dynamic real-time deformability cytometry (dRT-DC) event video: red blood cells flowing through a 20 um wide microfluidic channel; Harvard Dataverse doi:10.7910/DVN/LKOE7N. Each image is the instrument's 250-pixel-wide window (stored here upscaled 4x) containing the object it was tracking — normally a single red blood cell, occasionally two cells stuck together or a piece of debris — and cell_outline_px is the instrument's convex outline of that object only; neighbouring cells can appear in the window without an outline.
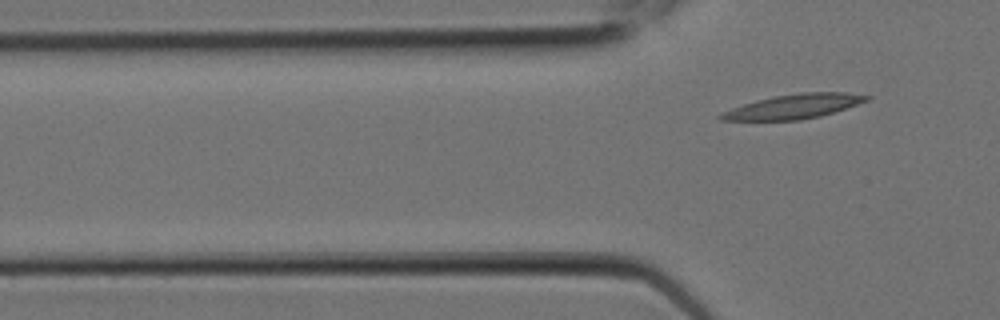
{"species": "Egyptian fruit bat (a non-hibernating species)", "species_latin": "Rousettus aegyptiacus", "temperature_condition": "room temperature", "stored_images_in_passage": 6, "segment_of_instrument_passage": [2, 2], "camera_frame_rate_fps": 3000, "um_per_image_px": 0.085, "animal": {"sex": "female"}, "frame": {"image": 1, "passage_image": 6, "time_ms": 1.667, "image_size_px": [1000, 320], "cell_outline_px": [[872, 96], [868, 100], [820, 116], [800, 120], [720, 120], [716, 116], [720, 112], [756, 100], [772, 96], [800, 92], [848, 92]], "centroid_in_image_um": [67.42, 9.04], "position_along_channel_um": 58.4, "area_um2": 20.69}}